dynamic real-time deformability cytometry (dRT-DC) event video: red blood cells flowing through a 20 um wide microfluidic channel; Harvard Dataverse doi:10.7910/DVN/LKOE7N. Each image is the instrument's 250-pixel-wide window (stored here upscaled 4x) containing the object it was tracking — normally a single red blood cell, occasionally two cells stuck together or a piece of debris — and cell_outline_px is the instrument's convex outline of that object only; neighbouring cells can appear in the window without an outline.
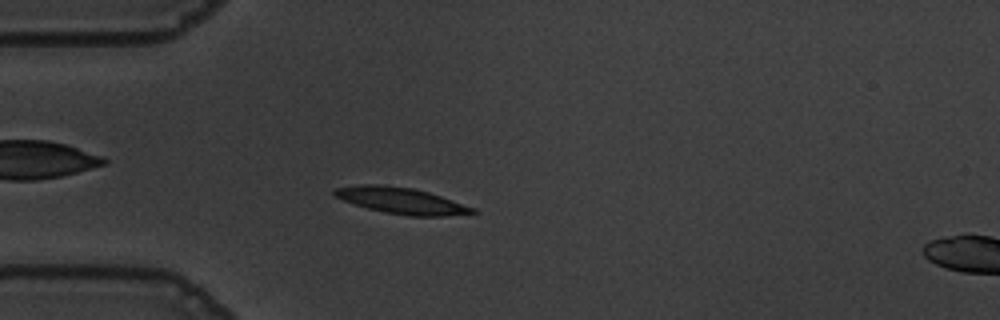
{"species": "common noctule bat (a hibernating species)", "species_latin": "Nyctalus noctula", "temperature_condition": "warm", "stored_images_in_passage": 56, "camera_frame_rate_fps": 3000, "um_per_image_px": 0.085, "animal": {"sex": "male", "body_mass_g": 19.5, "forearm_length_mm": 54.6}, "frame": {"image": 1, "passage_image": 15, "time_ms": 4.667, "image_size_px": [1000, 320], "cell_outline_px": [[480, 212], [444, 216], [408, 216], [384, 212], [368, 208], [332, 196], [332, 192], [336, 188], [360, 184], [384, 184], [412, 188], [428, 192], [476, 208]], "centroid_in_image_um": [34.11, 17.05], "position_along_channel_um": 50.9, "area_um2": 21.1}}
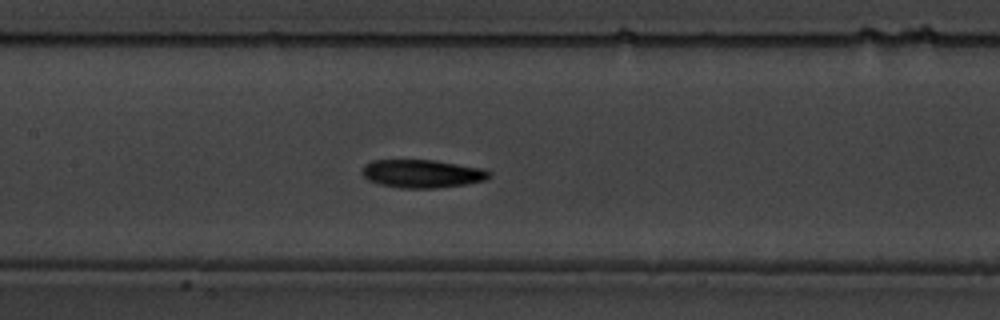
{"frame": {"image": 2, "passage_image": 26, "time_ms": 8.333, "image_size_px": [1000, 320], "cell_outline_px": [[492, 176], [484, 180], [464, 184], [436, 188], [400, 188], [380, 184], [368, 180], [360, 172], [364, 164], [372, 160], [432, 160], [484, 168], [492, 172]], "centroid_in_image_um": [35.87, 14.76], "position_along_channel_um": 171.5, "area_um2": 20.92}}
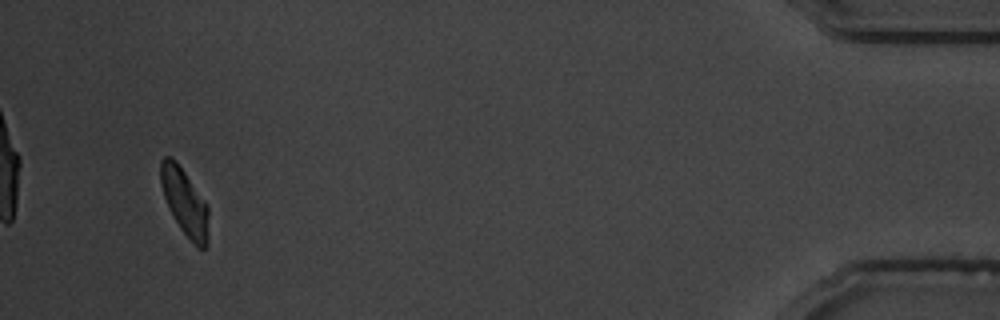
{"frame": {"image": 3, "passage_image": 53, "time_ms": 17.333, "image_size_px": [1000, 320], "cell_outline_px": [[208, 244], [204, 248], [196, 248], [180, 228], [164, 196], [160, 184], [160, 160], [164, 156], [172, 156], [176, 160], [208, 204]], "centroid_in_image_um": [15.71, 17.16], "position_along_channel_um": 419.5, "area_um2": 18.73}, "authors_computed_cell_mechanics": {"area_um2": 19.8543, "velocity_mm_per_s": 3.5827, "shape_relaxation_time_tau1_ms": 2.6213, "shape_relaxation_time_tau2_ms": 4.5603, "deformation_change_tau1": 0.1199, "deformation_change_tau2": 0.1153}}